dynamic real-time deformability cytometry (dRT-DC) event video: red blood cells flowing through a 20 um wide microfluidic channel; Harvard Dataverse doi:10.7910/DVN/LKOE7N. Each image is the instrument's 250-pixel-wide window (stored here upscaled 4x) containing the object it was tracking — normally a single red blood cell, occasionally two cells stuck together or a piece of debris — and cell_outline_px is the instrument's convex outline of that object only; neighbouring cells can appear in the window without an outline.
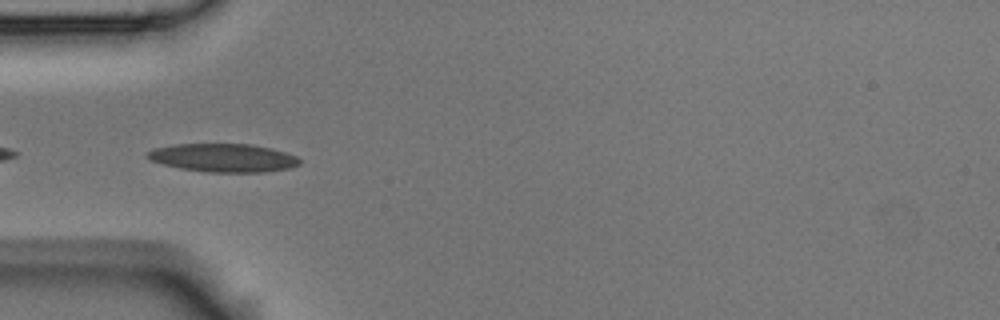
{"species": "Egyptian fruit bat (a non-hibernating species)", "species_latin": "Rousettus aegyptiacus", "temperature_condition": "room temperature", "stored_images_in_passage": 8, "camera_frame_rate_fps": 3000, "um_per_image_px": 0.085, "animal": {"sex": "male"}, "frame": {"image": 1, "passage_image": 5, "time_ms": 1.333, "image_size_px": [1000, 320], "cell_outline_px": [[300, 164], [288, 168], [264, 172], [208, 172], [180, 168], [148, 160], [144, 156], [148, 152], [156, 148], [176, 144], [252, 144], [272, 148], [296, 156], [300, 160]], "centroid_in_image_um": [18.97, 13.41], "position_along_channel_um": 66.0, "area_um2": 25.03}}
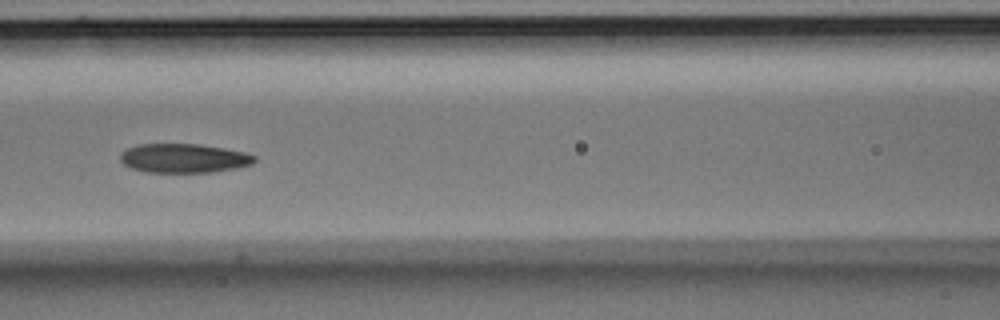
{"frame": {"image": 2, "passage_image": 7, "time_ms": 2.0, "image_size_px": [1000, 320], "cell_outline_px": [[256, 160], [252, 164], [236, 168], [212, 172], [148, 172], [132, 168], [124, 164], [120, 160], [120, 152], [128, 148], [140, 144], [200, 144], [224, 148], [244, 152], [256, 156]], "centroid_in_image_um": [15.63, 13.44], "position_along_channel_um": 151.0, "area_um2": 22.72}}
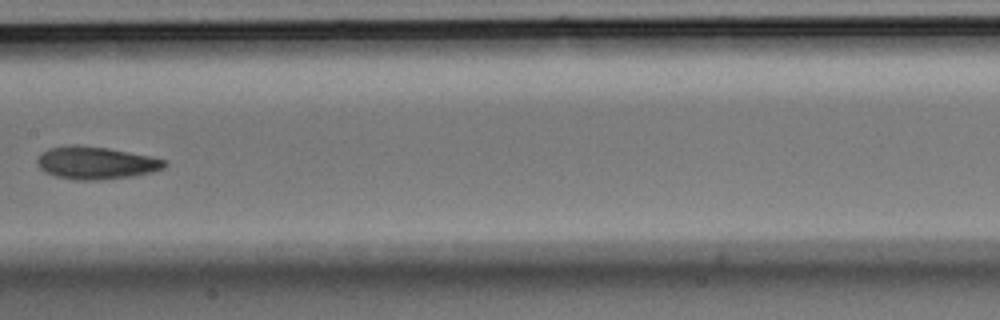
{"frame": {"image": 3, "passage_image": 8, "time_ms": 2.333, "image_size_px": [1000, 320], "cell_outline_px": [[168, 164], [164, 168], [152, 172], [132, 176], [100, 180], [76, 180], [56, 176], [44, 172], [36, 164], [36, 160], [40, 152], [48, 148], [68, 144], [76, 144], [108, 148], [152, 156], [168, 160]], "centroid_in_image_um": [8.14, 13.83], "position_along_channel_um": 199.3, "area_um2": 24.62}}